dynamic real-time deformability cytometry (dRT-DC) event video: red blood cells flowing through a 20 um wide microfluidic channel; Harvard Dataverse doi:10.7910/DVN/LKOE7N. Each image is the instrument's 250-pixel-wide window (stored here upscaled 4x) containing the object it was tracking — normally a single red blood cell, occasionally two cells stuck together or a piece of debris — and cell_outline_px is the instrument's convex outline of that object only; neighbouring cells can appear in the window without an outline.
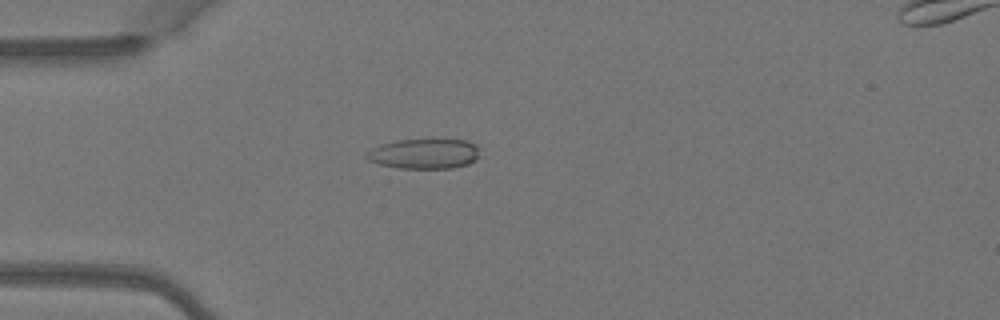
{"species": "Egyptian fruit bat (a non-hibernating species)", "species_latin": "Rousettus aegyptiacus", "temperature_condition": "warm", "stored_images_in_passage": 3, "camera_frame_rate_fps": 3000, "um_per_image_px": 0.085, "animal": {"sex": "female"}, "frame": {"image": 1, "passage_image": 2, "time_ms": 0.333, "image_size_px": [1000, 320], "cell_outline_px": [[476, 160], [468, 164], [452, 168], [400, 168], [380, 164], [368, 160], [364, 156], [372, 148], [380, 144], [396, 140], [468, 140], [476, 144]], "centroid_in_image_um": [36.03, 13.07], "position_along_channel_um": 49.0, "area_um2": 19.59}}